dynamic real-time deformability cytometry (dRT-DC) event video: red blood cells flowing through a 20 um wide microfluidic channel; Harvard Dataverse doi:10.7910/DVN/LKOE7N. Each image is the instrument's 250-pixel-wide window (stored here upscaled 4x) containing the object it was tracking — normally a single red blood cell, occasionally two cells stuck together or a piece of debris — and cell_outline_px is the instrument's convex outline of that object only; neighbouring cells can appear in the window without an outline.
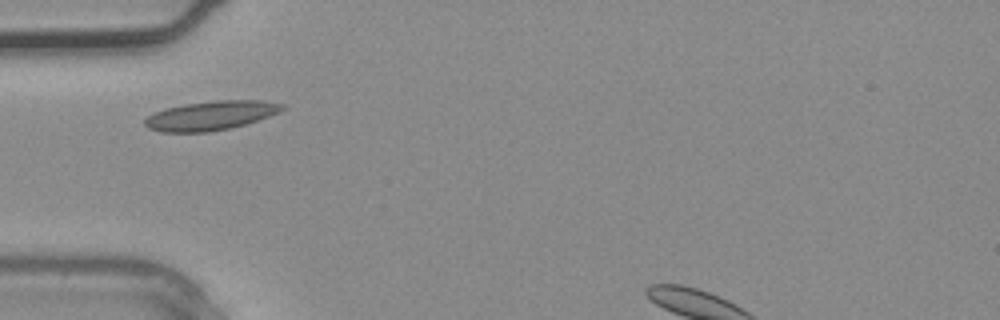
{"species": "common noctule bat (a hibernating species)", "species_latin": "Nyctalus noctula", "temperature_condition": "warm", "stored_images_in_passage": 1, "camera_frame_rate_fps": 3000, "um_per_image_px": 0.085, "animal": {"sex": "male", "body_mass_g": 20.4}, "frame": {"image": 1, "passage_image": 1, "time_ms": 0.0, "image_size_px": [1000, 320], "cell_outline_px": [[288, 104], [280, 112], [232, 128], [208, 132], [160, 132], [148, 128], [144, 124], [144, 120], [148, 116], [164, 108], [184, 104], [216, 100], [264, 100]], "centroid_in_image_um": [17.94, 9.81], "position_along_channel_um": 67.1, "area_um2": 23.47}}